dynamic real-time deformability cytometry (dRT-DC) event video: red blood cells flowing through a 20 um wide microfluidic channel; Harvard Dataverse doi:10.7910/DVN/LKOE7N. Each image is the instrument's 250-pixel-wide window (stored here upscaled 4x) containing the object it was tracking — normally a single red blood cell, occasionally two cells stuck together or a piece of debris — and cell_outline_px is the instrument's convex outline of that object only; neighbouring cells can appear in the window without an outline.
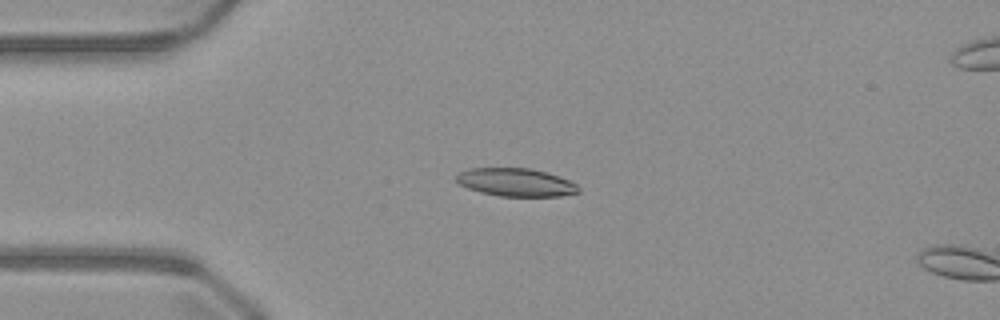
{"species": "common noctule bat (a hibernating species)", "species_latin": "Nyctalus noctula", "temperature_condition": "warm", "stored_images_in_passage": 14, "camera_frame_rate_fps": 3000, "um_per_image_px": 0.085, "animal": {"sex": "male", "body_mass_g": 23.1, "forearm_length_mm": 52.7}, "frame": {"image": 1, "passage_image": 12, "time_ms": 3.667, "image_size_px": [1000, 320], "cell_outline_px": [[580, 192], [560, 196], [500, 196], [480, 192], [468, 188], [460, 184], [456, 180], [456, 176], [460, 172], [468, 168], [528, 168], [544, 172], [568, 180], [576, 184], [580, 188]], "centroid_in_image_um": [43.83, 15.5], "position_along_channel_um": 41.2, "area_um2": 19.77}}